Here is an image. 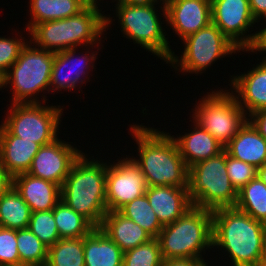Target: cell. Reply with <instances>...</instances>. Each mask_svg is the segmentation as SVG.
I'll use <instances>...</instances> for the list:
<instances>
[{"mask_svg": "<svg viewBox=\"0 0 266 266\" xmlns=\"http://www.w3.org/2000/svg\"><path fill=\"white\" fill-rule=\"evenodd\" d=\"M131 135L138 144L140 165L148 186L188 187L189 168L169 133L144 125H131Z\"/></svg>", "mask_w": 266, "mask_h": 266, "instance_id": "6da1fadb", "label": "cell"}, {"mask_svg": "<svg viewBox=\"0 0 266 266\" xmlns=\"http://www.w3.org/2000/svg\"><path fill=\"white\" fill-rule=\"evenodd\" d=\"M213 247L229 253L233 266H260L266 225L236 207L212 211Z\"/></svg>", "mask_w": 266, "mask_h": 266, "instance_id": "7a4b0ae2", "label": "cell"}, {"mask_svg": "<svg viewBox=\"0 0 266 266\" xmlns=\"http://www.w3.org/2000/svg\"><path fill=\"white\" fill-rule=\"evenodd\" d=\"M103 15L99 7L86 6L75 16L37 23L28 32L31 45L58 53L82 45L93 48L97 43L100 50L101 36L112 23L110 16Z\"/></svg>", "mask_w": 266, "mask_h": 266, "instance_id": "3957f363", "label": "cell"}, {"mask_svg": "<svg viewBox=\"0 0 266 266\" xmlns=\"http://www.w3.org/2000/svg\"><path fill=\"white\" fill-rule=\"evenodd\" d=\"M84 153L75 161L61 186V197L66 205L99 228L105 214L107 163Z\"/></svg>", "mask_w": 266, "mask_h": 266, "instance_id": "277c9868", "label": "cell"}, {"mask_svg": "<svg viewBox=\"0 0 266 266\" xmlns=\"http://www.w3.org/2000/svg\"><path fill=\"white\" fill-rule=\"evenodd\" d=\"M157 239L163 260H204L201 252L213 248L212 211L192 206L175 222L165 225Z\"/></svg>", "mask_w": 266, "mask_h": 266, "instance_id": "5b68a950", "label": "cell"}, {"mask_svg": "<svg viewBox=\"0 0 266 266\" xmlns=\"http://www.w3.org/2000/svg\"><path fill=\"white\" fill-rule=\"evenodd\" d=\"M188 191L193 206L214 211L235 207L238 191L226 168V150L189 167Z\"/></svg>", "mask_w": 266, "mask_h": 266, "instance_id": "8992f818", "label": "cell"}, {"mask_svg": "<svg viewBox=\"0 0 266 266\" xmlns=\"http://www.w3.org/2000/svg\"><path fill=\"white\" fill-rule=\"evenodd\" d=\"M30 44L29 41L24 46L18 59L0 78V89L3 86L4 88L7 85L11 86L12 104L41 103L37 97L39 92L44 90L50 92V78L55 53L34 45L32 48Z\"/></svg>", "mask_w": 266, "mask_h": 266, "instance_id": "52a82bcc", "label": "cell"}, {"mask_svg": "<svg viewBox=\"0 0 266 266\" xmlns=\"http://www.w3.org/2000/svg\"><path fill=\"white\" fill-rule=\"evenodd\" d=\"M155 5L117 3L115 12L126 38L167 62L174 52L165 37Z\"/></svg>", "mask_w": 266, "mask_h": 266, "instance_id": "ba28073f", "label": "cell"}, {"mask_svg": "<svg viewBox=\"0 0 266 266\" xmlns=\"http://www.w3.org/2000/svg\"><path fill=\"white\" fill-rule=\"evenodd\" d=\"M215 91L207 92L198 101L192 117L225 147L245 125L248 117L229 90Z\"/></svg>", "mask_w": 266, "mask_h": 266, "instance_id": "9c48e42d", "label": "cell"}, {"mask_svg": "<svg viewBox=\"0 0 266 266\" xmlns=\"http://www.w3.org/2000/svg\"><path fill=\"white\" fill-rule=\"evenodd\" d=\"M182 43L185 47L180 59L173 53L166 63L171 64L176 71L179 69L190 74L203 73L201 71H206L219 58L241 51L212 22L184 38Z\"/></svg>", "mask_w": 266, "mask_h": 266, "instance_id": "30bf717a", "label": "cell"}, {"mask_svg": "<svg viewBox=\"0 0 266 266\" xmlns=\"http://www.w3.org/2000/svg\"><path fill=\"white\" fill-rule=\"evenodd\" d=\"M2 124L15 136L42 145L58 138L63 109L42 103L12 104Z\"/></svg>", "mask_w": 266, "mask_h": 266, "instance_id": "8fae6325", "label": "cell"}, {"mask_svg": "<svg viewBox=\"0 0 266 266\" xmlns=\"http://www.w3.org/2000/svg\"><path fill=\"white\" fill-rule=\"evenodd\" d=\"M211 16L212 23L241 51L250 52L255 47L259 31L246 34L257 22L249 0H211Z\"/></svg>", "mask_w": 266, "mask_h": 266, "instance_id": "7c38bea8", "label": "cell"}, {"mask_svg": "<svg viewBox=\"0 0 266 266\" xmlns=\"http://www.w3.org/2000/svg\"><path fill=\"white\" fill-rule=\"evenodd\" d=\"M107 165L106 204L108 211H118L126 203L146 193L148 188L140 165L130 157Z\"/></svg>", "mask_w": 266, "mask_h": 266, "instance_id": "4fadbf2b", "label": "cell"}, {"mask_svg": "<svg viewBox=\"0 0 266 266\" xmlns=\"http://www.w3.org/2000/svg\"><path fill=\"white\" fill-rule=\"evenodd\" d=\"M83 152L66 141L56 139L42 145L32 160L28 174L63 185L75 161Z\"/></svg>", "mask_w": 266, "mask_h": 266, "instance_id": "5bb4252c", "label": "cell"}, {"mask_svg": "<svg viewBox=\"0 0 266 266\" xmlns=\"http://www.w3.org/2000/svg\"><path fill=\"white\" fill-rule=\"evenodd\" d=\"M160 6L167 25L181 40L212 22L211 0H164Z\"/></svg>", "mask_w": 266, "mask_h": 266, "instance_id": "9a60e30c", "label": "cell"}, {"mask_svg": "<svg viewBox=\"0 0 266 266\" xmlns=\"http://www.w3.org/2000/svg\"><path fill=\"white\" fill-rule=\"evenodd\" d=\"M75 50L77 49L71 48L62 52L55 53L52 71H51V78H50V90H52L54 93L57 90L61 91L63 89L70 91L78 86L76 84L78 83L84 84L85 83L84 79L86 75L88 76L89 71H93L91 70V68H94V62L97 59L96 58L97 54L94 53V51L93 53L89 54L90 52L88 51L85 53V55H81L82 57L80 56V54L79 56L78 55L75 56L76 53ZM66 67L70 68V69L68 68L69 71L68 69H66ZM84 68L85 70H83ZM88 69L89 71H87Z\"/></svg>", "mask_w": 266, "mask_h": 266, "instance_id": "2e32d148", "label": "cell"}, {"mask_svg": "<svg viewBox=\"0 0 266 266\" xmlns=\"http://www.w3.org/2000/svg\"><path fill=\"white\" fill-rule=\"evenodd\" d=\"M231 79V93L247 116L266 108V58L252 70Z\"/></svg>", "mask_w": 266, "mask_h": 266, "instance_id": "e0dca14e", "label": "cell"}, {"mask_svg": "<svg viewBox=\"0 0 266 266\" xmlns=\"http://www.w3.org/2000/svg\"><path fill=\"white\" fill-rule=\"evenodd\" d=\"M145 194L163 226L175 222L193 206L188 187L148 186Z\"/></svg>", "mask_w": 266, "mask_h": 266, "instance_id": "ac0fdd59", "label": "cell"}, {"mask_svg": "<svg viewBox=\"0 0 266 266\" xmlns=\"http://www.w3.org/2000/svg\"><path fill=\"white\" fill-rule=\"evenodd\" d=\"M41 145L13 135L0 125V163L13 178L27 173Z\"/></svg>", "mask_w": 266, "mask_h": 266, "instance_id": "d6986e66", "label": "cell"}, {"mask_svg": "<svg viewBox=\"0 0 266 266\" xmlns=\"http://www.w3.org/2000/svg\"><path fill=\"white\" fill-rule=\"evenodd\" d=\"M12 186L31 212L52 210L60 201L61 187L54 182L23 173L12 178Z\"/></svg>", "mask_w": 266, "mask_h": 266, "instance_id": "ffe728a7", "label": "cell"}, {"mask_svg": "<svg viewBox=\"0 0 266 266\" xmlns=\"http://www.w3.org/2000/svg\"><path fill=\"white\" fill-rule=\"evenodd\" d=\"M123 252L149 242L153 237L119 211H108L99 227Z\"/></svg>", "mask_w": 266, "mask_h": 266, "instance_id": "44dd1931", "label": "cell"}, {"mask_svg": "<svg viewBox=\"0 0 266 266\" xmlns=\"http://www.w3.org/2000/svg\"><path fill=\"white\" fill-rule=\"evenodd\" d=\"M193 123L195 127L192 132H185L184 135H179V137L172 135L188 168L199 161L216 156L224 150V146L208 131L194 120Z\"/></svg>", "mask_w": 266, "mask_h": 266, "instance_id": "7402d4cb", "label": "cell"}, {"mask_svg": "<svg viewBox=\"0 0 266 266\" xmlns=\"http://www.w3.org/2000/svg\"><path fill=\"white\" fill-rule=\"evenodd\" d=\"M234 159L246 162L256 169L266 163V139L247 121L224 147Z\"/></svg>", "mask_w": 266, "mask_h": 266, "instance_id": "603a6c76", "label": "cell"}, {"mask_svg": "<svg viewBox=\"0 0 266 266\" xmlns=\"http://www.w3.org/2000/svg\"><path fill=\"white\" fill-rule=\"evenodd\" d=\"M123 253L100 228L84 236L85 266H122Z\"/></svg>", "mask_w": 266, "mask_h": 266, "instance_id": "cb8c5ba5", "label": "cell"}, {"mask_svg": "<svg viewBox=\"0 0 266 266\" xmlns=\"http://www.w3.org/2000/svg\"><path fill=\"white\" fill-rule=\"evenodd\" d=\"M29 3L32 16L26 25L27 31L37 23L75 16L86 7L80 0H30Z\"/></svg>", "mask_w": 266, "mask_h": 266, "instance_id": "d4e9b609", "label": "cell"}, {"mask_svg": "<svg viewBox=\"0 0 266 266\" xmlns=\"http://www.w3.org/2000/svg\"><path fill=\"white\" fill-rule=\"evenodd\" d=\"M31 210L20 194L11 186L0 197V227L20 230L29 227Z\"/></svg>", "mask_w": 266, "mask_h": 266, "instance_id": "484cf974", "label": "cell"}, {"mask_svg": "<svg viewBox=\"0 0 266 266\" xmlns=\"http://www.w3.org/2000/svg\"><path fill=\"white\" fill-rule=\"evenodd\" d=\"M235 207L266 225V185L258 176L238 191Z\"/></svg>", "mask_w": 266, "mask_h": 266, "instance_id": "4316f807", "label": "cell"}, {"mask_svg": "<svg viewBox=\"0 0 266 266\" xmlns=\"http://www.w3.org/2000/svg\"><path fill=\"white\" fill-rule=\"evenodd\" d=\"M60 238H81L95 227L62 200L52 209Z\"/></svg>", "mask_w": 266, "mask_h": 266, "instance_id": "83f0119b", "label": "cell"}, {"mask_svg": "<svg viewBox=\"0 0 266 266\" xmlns=\"http://www.w3.org/2000/svg\"><path fill=\"white\" fill-rule=\"evenodd\" d=\"M50 266H85L84 237L61 238L48 248Z\"/></svg>", "mask_w": 266, "mask_h": 266, "instance_id": "f1b7e54d", "label": "cell"}, {"mask_svg": "<svg viewBox=\"0 0 266 266\" xmlns=\"http://www.w3.org/2000/svg\"><path fill=\"white\" fill-rule=\"evenodd\" d=\"M118 211L125 217L137 223L153 238H157L164 227L151 208L146 194H143L133 201L126 203Z\"/></svg>", "mask_w": 266, "mask_h": 266, "instance_id": "f546056e", "label": "cell"}, {"mask_svg": "<svg viewBox=\"0 0 266 266\" xmlns=\"http://www.w3.org/2000/svg\"><path fill=\"white\" fill-rule=\"evenodd\" d=\"M20 266H39L47 263L48 247L29 228L16 230Z\"/></svg>", "mask_w": 266, "mask_h": 266, "instance_id": "4dcf8cb0", "label": "cell"}, {"mask_svg": "<svg viewBox=\"0 0 266 266\" xmlns=\"http://www.w3.org/2000/svg\"><path fill=\"white\" fill-rule=\"evenodd\" d=\"M163 258L157 238L123 253L122 266H162Z\"/></svg>", "mask_w": 266, "mask_h": 266, "instance_id": "1f68e13d", "label": "cell"}, {"mask_svg": "<svg viewBox=\"0 0 266 266\" xmlns=\"http://www.w3.org/2000/svg\"><path fill=\"white\" fill-rule=\"evenodd\" d=\"M28 228L48 248L61 239L53 217V210L31 212Z\"/></svg>", "mask_w": 266, "mask_h": 266, "instance_id": "d6a6232c", "label": "cell"}, {"mask_svg": "<svg viewBox=\"0 0 266 266\" xmlns=\"http://www.w3.org/2000/svg\"><path fill=\"white\" fill-rule=\"evenodd\" d=\"M226 168L234 188L239 191L257 176V169L246 162L234 159L226 152Z\"/></svg>", "mask_w": 266, "mask_h": 266, "instance_id": "836d02e7", "label": "cell"}, {"mask_svg": "<svg viewBox=\"0 0 266 266\" xmlns=\"http://www.w3.org/2000/svg\"><path fill=\"white\" fill-rule=\"evenodd\" d=\"M0 266H20L16 230L0 227Z\"/></svg>", "mask_w": 266, "mask_h": 266, "instance_id": "e575fe53", "label": "cell"}, {"mask_svg": "<svg viewBox=\"0 0 266 266\" xmlns=\"http://www.w3.org/2000/svg\"><path fill=\"white\" fill-rule=\"evenodd\" d=\"M25 41L22 36L19 39L0 37V78L18 59L21 50L28 43Z\"/></svg>", "mask_w": 266, "mask_h": 266, "instance_id": "d590c367", "label": "cell"}, {"mask_svg": "<svg viewBox=\"0 0 266 266\" xmlns=\"http://www.w3.org/2000/svg\"><path fill=\"white\" fill-rule=\"evenodd\" d=\"M248 117V121L266 139V108L258 110Z\"/></svg>", "mask_w": 266, "mask_h": 266, "instance_id": "8d00e7d4", "label": "cell"}, {"mask_svg": "<svg viewBox=\"0 0 266 266\" xmlns=\"http://www.w3.org/2000/svg\"><path fill=\"white\" fill-rule=\"evenodd\" d=\"M205 261L190 258L165 259L162 266H208V263Z\"/></svg>", "mask_w": 266, "mask_h": 266, "instance_id": "74e56055", "label": "cell"}, {"mask_svg": "<svg viewBox=\"0 0 266 266\" xmlns=\"http://www.w3.org/2000/svg\"><path fill=\"white\" fill-rule=\"evenodd\" d=\"M252 16L258 22L266 19V0H249Z\"/></svg>", "mask_w": 266, "mask_h": 266, "instance_id": "f35d334b", "label": "cell"}, {"mask_svg": "<svg viewBox=\"0 0 266 266\" xmlns=\"http://www.w3.org/2000/svg\"><path fill=\"white\" fill-rule=\"evenodd\" d=\"M12 186V177L0 163V197Z\"/></svg>", "mask_w": 266, "mask_h": 266, "instance_id": "ab89813d", "label": "cell"}, {"mask_svg": "<svg viewBox=\"0 0 266 266\" xmlns=\"http://www.w3.org/2000/svg\"><path fill=\"white\" fill-rule=\"evenodd\" d=\"M266 22V19H264ZM256 51H260L261 54L265 51L266 53V27L261 29V31H259V36H258V40L257 43L255 45V47L251 50V52H256ZM263 58H266L263 57Z\"/></svg>", "mask_w": 266, "mask_h": 266, "instance_id": "60d3db41", "label": "cell"}, {"mask_svg": "<svg viewBox=\"0 0 266 266\" xmlns=\"http://www.w3.org/2000/svg\"><path fill=\"white\" fill-rule=\"evenodd\" d=\"M116 3H123V4H152L160 2L161 5H165L164 0H115ZM162 2V3H161Z\"/></svg>", "mask_w": 266, "mask_h": 266, "instance_id": "b9f144b4", "label": "cell"}, {"mask_svg": "<svg viewBox=\"0 0 266 266\" xmlns=\"http://www.w3.org/2000/svg\"><path fill=\"white\" fill-rule=\"evenodd\" d=\"M257 176L263 181L266 185V163L257 169Z\"/></svg>", "mask_w": 266, "mask_h": 266, "instance_id": "7bdbcfd3", "label": "cell"}, {"mask_svg": "<svg viewBox=\"0 0 266 266\" xmlns=\"http://www.w3.org/2000/svg\"><path fill=\"white\" fill-rule=\"evenodd\" d=\"M81 2H83L86 6H96L99 7L98 5H100L98 2L101 0H80ZM98 3V4H97Z\"/></svg>", "mask_w": 266, "mask_h": 266, "instance_id": "ee69618b", "label": "cell"}, {"mask_svg": "<svg viewBox=\"0 0 266 266\" xmlns=\"http://www.w3.org/2000/svg\"><path fill=\"white\" fill-rule=\"evenodd\" d=\"M261 261H266V231L264 234L262 260Z\"/></svg>", "mask_w": 266, "mask_h": 266, "instance_id": "f6af8a7d", "label": "cell"}, {"mask_svg": "<svg viewBox=\"0 0 266 266\" xmlns=\"http://www.w3.org/2000/svg\"><path fill=\"white\" fill-rule=\"evenodd\" d=\"M260 266H266V261H261Z\"/></svg>", "mask_w": 266, "mask_h": 266, "instance_id": "bcb514c9", "label": "cell"}, {"mask_svg": "<svg viewBox=\"0 0 266 266\" xmlns=\"http://www.w3.org/2000/svg\"><path fill=\"white\" fill-rule=\"evenodd\" d=\"M39 266H50V265L47 264V263H43V264H41V265H39Z\"/></svg>", "mask_w": 266, "mask_h": 266, "instance_id": "7dc6e473", "label": "cell"}]
</instances>
